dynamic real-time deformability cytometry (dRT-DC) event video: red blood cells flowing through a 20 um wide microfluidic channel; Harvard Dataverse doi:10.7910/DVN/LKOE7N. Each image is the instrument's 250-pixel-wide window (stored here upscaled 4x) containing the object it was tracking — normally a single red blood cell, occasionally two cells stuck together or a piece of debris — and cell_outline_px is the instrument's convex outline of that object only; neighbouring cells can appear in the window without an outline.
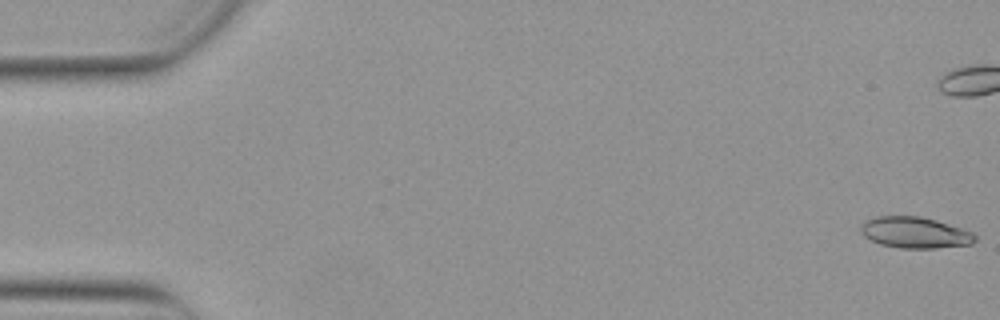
{"species": "Egyptian fruit bat (a non-hibernating species)", "species_latin": "Rousettus aegyptiacus", "temperature_condition": "warm", "stored_images_in_passage": 54, "camera_frame_rate_fps": 3000, "um_per_image_px": 0.085, "animal": {"sex": "female"}, "frame": {"image": 1, "passage_image": 1, "time_ms": 0.0, "image_size_px": [1000, 320], "cell_outline_px": [[976, 240], [972, 244], [936, 248], [900, 248], [880, 244], [864, 236], [860, 232], [860, 224], [864, 220], [876, 216], [920, 216], [936, 220], [972, 232], [976, 236]], "centroid_in_image_um": [77.73, 19.76], "position_along_channel_um": 7.3, "area_um2": 20.81}}
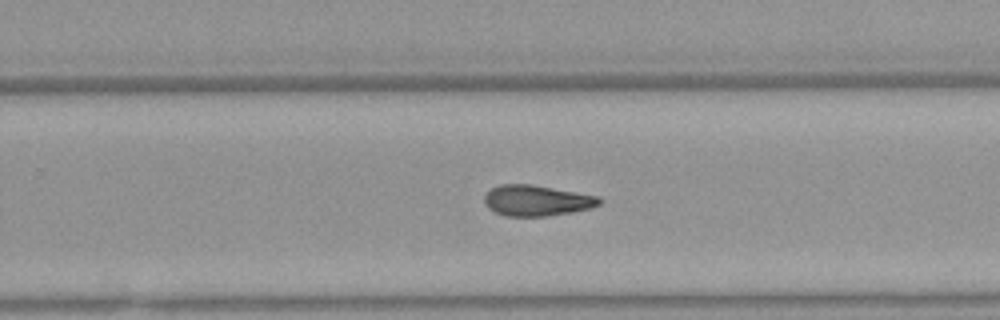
{"frame": {"image": 2, "passage_image": 34, "time_ms": 11.0, "image_size_px": [1000, 320], "cell_outline_px": [[600, 204], [592, 208], [572, 212], [548, 216], [504, 216], [488, 208], [484, 204], [484, 196], [492, 188], [500, 184], [532, 184], [600, 196]], "centroid_in_image_um": [45.62, 17.04], "position_along_channel_um": 284.2, "area_um2": 20.75}}
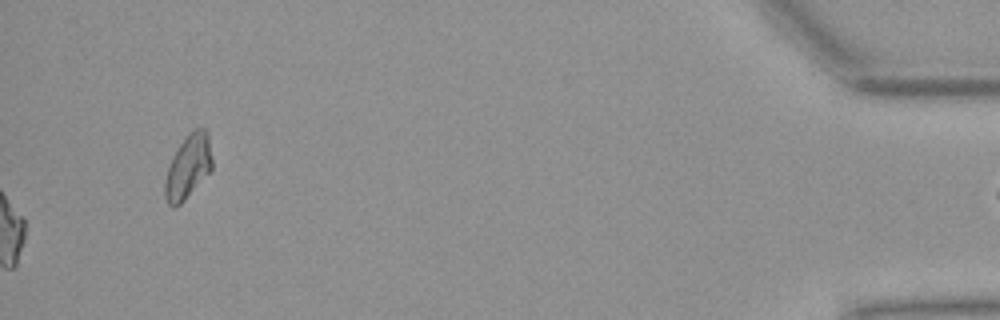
{"frame": {"image": 3, "passage_image": 54, "time_ms": 17.667, "image_size_px": [1000, 320], "cell_outline_px": [[212, 168], [184, 200], [176, 208], [172, 208], [168, 204], [164, 196], [164, 180], [172, 156], [188, 132], [192, 128], [204, 128], [208, 132], [212, 160]], "centroid_in_image_um": [15.97, 14.16], "position_along_channel_um": 419.2, "area_um2": 17.57}, "authors_computed_cell_mechanics": {"area_um2": 20.5768, "velocity_mm_per_s": 3.8761, "shape_relaxation_time_tau1_ms": 8.3612, "shape_relaxation_time_tau2_ms": 7.4012, "deformation_change_tau1": 0.2103, "deformation_change_tau2": 0.1796}}